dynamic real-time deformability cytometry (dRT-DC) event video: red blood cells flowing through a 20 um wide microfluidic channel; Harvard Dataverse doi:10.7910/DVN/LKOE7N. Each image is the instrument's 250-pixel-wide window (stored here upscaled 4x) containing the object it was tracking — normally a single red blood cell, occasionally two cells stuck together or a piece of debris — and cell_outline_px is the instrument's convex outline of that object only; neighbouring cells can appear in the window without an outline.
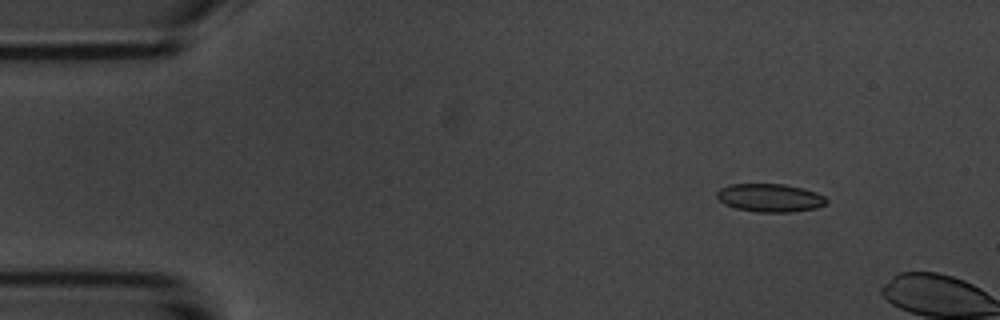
{"species": "common noctule bat (a hibernating species)", "species_latin": "Nyctalus noctula", "temperature_condition": "room temperature", "stored_images_in_passage": 2, "camera_frame_rate_fps": 3000, "um_per_image_px": 0.085, "animal": {"sex": "male", "body_mass_g": 20.1, "forearm_length_mm": 53.5}, "frame": {"image": 1, "passage_image": 1, "time_ms": 0.0, "image_size_px": [1000, 320], "cell_outline_px": [[828, 200], [824, 204], [816, 208], [792, 212], [756, 212], [736, 208], [724, 204], [716, 196], [716, 192], [720, 188], [732, 184], [784, 184], [804, 188], [816, 192], [824, 196]], "centroid_in_image_um": [65.44, 16.81], "position_along_channel_um": 19.6, "area_um2": 18.03}}